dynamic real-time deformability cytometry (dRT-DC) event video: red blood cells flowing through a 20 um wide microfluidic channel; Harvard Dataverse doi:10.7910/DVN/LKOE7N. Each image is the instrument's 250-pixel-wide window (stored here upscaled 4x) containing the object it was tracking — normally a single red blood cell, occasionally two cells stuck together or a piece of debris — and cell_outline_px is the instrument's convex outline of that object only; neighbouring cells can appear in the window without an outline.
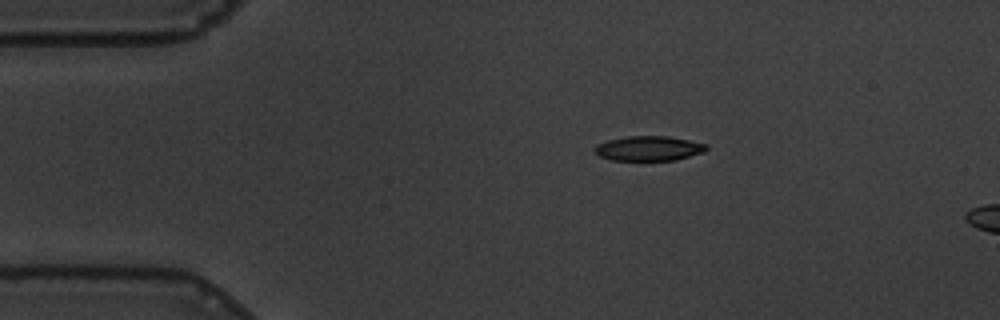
{"species": "common noctule bat (a hibernating species)", "species_latin": "Nyctalus noctula", "temperature_condition": "warm", "stored_images_in_passage": 8, "camera_frame_rate_fps": 3000, "um_per_image_px": 0.085, "animal": {"sex": "male", "body_mass_g": 19.5, "forearm_length_mm": 54.6}, "frame": {"image": 1, "passage_image": 1, "time_ms": 0.0, "image_size_px": [1000, 320], "cell_outline_px": [[708, 148], [704, 152], [676, 160], [612, 160], [600, 156], [592, 148], [596, 144], [608, 140], [628, 136], [668, 136], [708, 144]], "centroid_in_image_um": [55.15, 12.61], "position_along_channel_um": 29.9, "area_um2": 16.13}}